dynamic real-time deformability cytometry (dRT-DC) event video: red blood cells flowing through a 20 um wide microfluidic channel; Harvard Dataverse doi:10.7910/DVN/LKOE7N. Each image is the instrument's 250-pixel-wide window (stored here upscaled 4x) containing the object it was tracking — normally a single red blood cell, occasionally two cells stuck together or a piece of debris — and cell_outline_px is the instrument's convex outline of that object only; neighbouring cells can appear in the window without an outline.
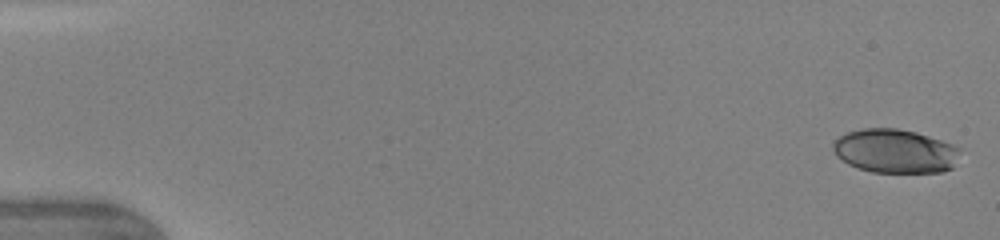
{"species": "human", "species_latin": "Homo sapiens", "temperature_condition": "warm", "stored_images_in_passage": 31, "camera_frame_rate_fps": 3000, "um_per_image_px": 0.085, "donor": {"sex": "female"}, "frame": {"image": 1, "passage_image": 1, "time_ms": 0.0, "image_size_px": [1000, 240], "cell_outline_px": [[960, 148], [952, 168], [944, 172], [872, 172], [848, 164], [836, 156], [832, 148], [832, 144], [840, 136], [848, 132], [864, 128], [896, 128], [916, 132], [952, 144]], "centroid_in_image_um": [76.06, 12.84], "position_along_channel_um": 8.9, "area_um2": 32.25}}
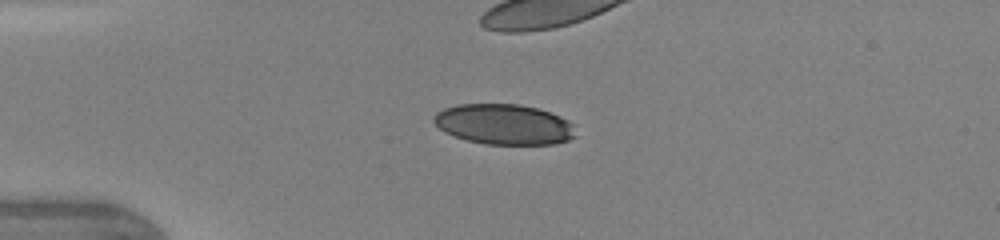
{"frame": {"image": 2, "passage_image": 10, "time_ms": 3.667, "image_size_px": [1000, 240], "cell_outline_px": [[576, 136], [568, 140], [556, 144], [484, 144], [468, 140], [444, 132], [432, 120], [432, 116], [436, 112], [444, 108], [456, 104], [520, 104], [536, 108], [560, 116], [568, 120], [572, 124]], "centroid_in_image_um": [42.82, 10.56], "position_along_channel_um": 42.2, "area_um2": 33.41}, "authors_computed_cell_mechanics": {"area_um2": 35.3736, "velocity_mm_per_s": 4.3236, "shape_relaxation_time_tau1_ms": 2.6629, "shape_relaxation_time_tau2_ms": 1.4028, "deformation_change_tau1": 0.1014, "deformation_change_tau2": 0.0588}}